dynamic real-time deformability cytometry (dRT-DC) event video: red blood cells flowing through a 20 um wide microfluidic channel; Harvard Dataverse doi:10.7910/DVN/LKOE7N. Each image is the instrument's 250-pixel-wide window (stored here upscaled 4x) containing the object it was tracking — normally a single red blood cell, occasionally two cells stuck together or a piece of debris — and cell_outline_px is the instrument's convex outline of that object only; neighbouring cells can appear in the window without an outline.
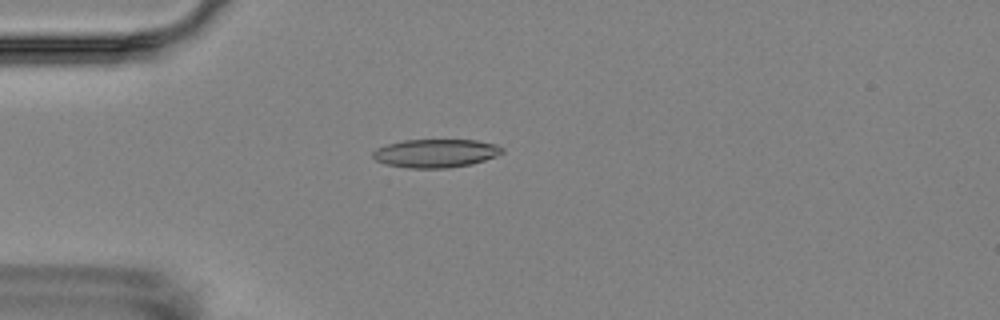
{"species": "Egyptian fruit bat (a non-hibernating species)", "species_latin": "Rousettus aegyptiacus", "temperature_condition": "room temperature", "stored_images_in_passage": 8, "camera_frame_rate_fps": 3000, "um_per_image_px": 0.085, "animal": {"sex": "female"}, "frame": {"image": 1, "passage_image": 5, "time_ms": 4.667, "image_size_px": [1000, 320], "cell_outline_px": [[504, 152], [496, 156], [472, 164], [448, 168], [408, 168], [384, 164], [376, 160], [372, 156], [372, 152], [376, 148], [388, 144], [404, 140], [476, 140], [496, 144], [504, 148]], "centroid_in_image_um": [37.04, 13.03], "position_along_channel_um": 48.0, "area_um2": 21.5}}
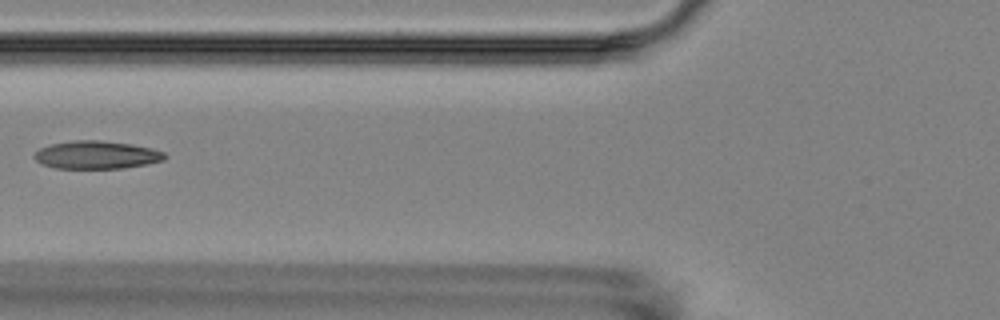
{"frame": {"image": 2, "passage_image": 7, "time_ms": 7.0, "image_size_px": [1000, 320], "cell_outline_px": [[168, 156], [164, 160], [148, 164], [124, 168], [56, 168], [40, 164], [32, 156], [40, 148], [52, 144], [72, 140], [100, 140], [132, 144], [152, 148], [164, 152]], "centroid_in_image_um": [8.22, 13.16], "position_along_channel_um": 117.6, "area_um2": 21.39}}
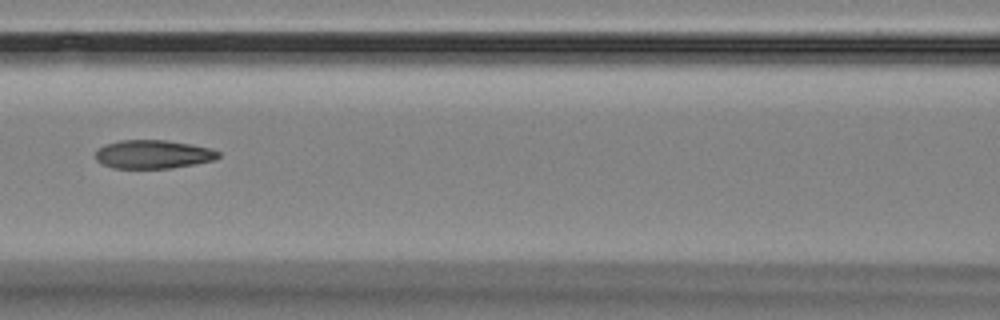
{"frame": {"image": 3, "passage_image": 8, "time_ms": 8.0, "image_size_px": [1000, 320], "cell_outline_px": [[220, 156], [212, 160], [192, 164], [168, 168], [112, 168], [100, 164], [96, 160], [96, 152], [104, 144], [120, 140], [164, 140], [192, 144], [208, 148], [220, 152]], "centroid_in_image_um": [12.96, 13.11], "position_along_channel_um": 153.6, "area_um2": 20.29}}